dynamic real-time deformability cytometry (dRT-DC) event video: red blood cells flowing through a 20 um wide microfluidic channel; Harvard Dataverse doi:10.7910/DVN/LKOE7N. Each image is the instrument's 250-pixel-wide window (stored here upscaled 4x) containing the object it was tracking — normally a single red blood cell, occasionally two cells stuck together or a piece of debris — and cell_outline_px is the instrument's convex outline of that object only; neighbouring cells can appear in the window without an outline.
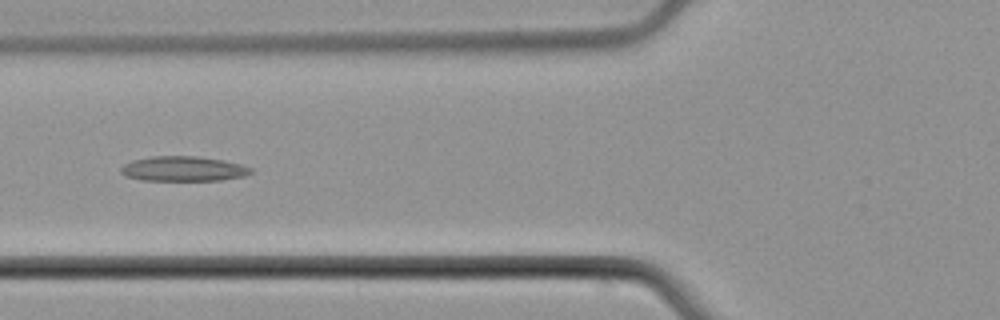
{"species": "common noctule bat (a hibernating species)", "species_latin": "Nyctalus noctula", "temperature_condition": "cold", "stored_images_in_passage": 8, "camera_frame_rate_fps": 3000, "um_per_image_px": 0.085, "animal": {"sex": "male", "body_mass_g": 21.5, "forearm_length_mm": 52.0}, "frame": {"image": 1, "passage_image": 5, "time_ms": 5.0, "image_size_px": [1000, 320], "cell_outline_px": [[252, 172], [244, 176], [220, 180], [140, 180], [124, 176], [120, 172], [120, 168], [124, 164], [132, 160], [152, 156], [196, 156], [220, 160], [240, 164], [252, 168]], "centroid_in_image_um": [15.53, 14.35], "position_along_channel_um": 110.3, "area_um2": 18.79}}
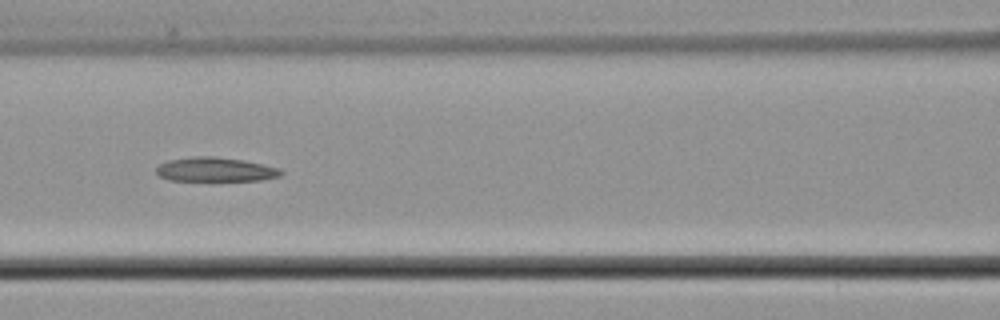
{"frame": {"image": 2, "passage_image": 6, "time_ms": 6.0, "image_size_px": [1000, 320], "cell_outline_px": [[284, 172], [280, 176], [260, 180], [212, 184], [168, 180], [160, 176], [156, 172], [156, 168], [160, 164], [168, 160], [192, 156], [212, 156], [240, 160], [280, 168]], "centroid_in_image_um": [18.27, 14.48], "position_along_channel_um": 148.3, "area_um2": 18.67}}
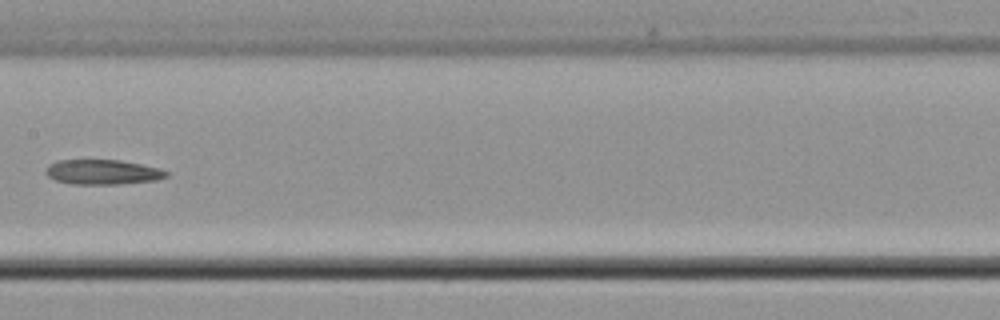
{"frame": {"image": 3, "passage_image": 7, "time_ms": 7.333, "image_size_px": [1000, 320], "cell_outline_px": [[168, 176], [156, 180], [120, 184], [72, 184], [56, 180], [48, 176], [44, 172], [48, 164], [60, 160], [120, 160], [160, 168], [168, 172]], "centroid_in_image_um": [8.72, 14.62], "position_along_channel_um": 198.7, "area_um2": 17.46}}